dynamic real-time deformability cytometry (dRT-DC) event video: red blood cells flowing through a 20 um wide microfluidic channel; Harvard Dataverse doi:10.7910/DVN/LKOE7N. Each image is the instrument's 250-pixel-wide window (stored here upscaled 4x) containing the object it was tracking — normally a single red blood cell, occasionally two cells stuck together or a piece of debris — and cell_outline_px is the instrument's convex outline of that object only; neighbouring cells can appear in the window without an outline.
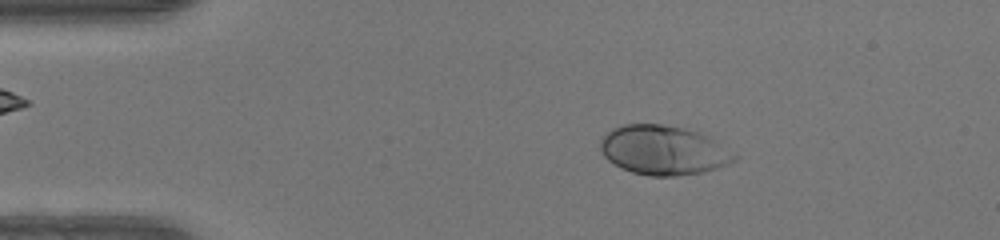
{"species": "human", "species_latin": "Homo sapiens", "temperature_condition": "warm", "stored_images_in_passage": 48, "camera_frame_rate_fps": 3000, "um_per_image_px": 0.085, "donor": {"sex": "female"}, "frame": {"image": 1, "passage_image": 8, "time_ms": 2.333, "image_size_px": [1000, 240], "cell_outline_px": [[740, 156], [736, 160], [728, 164], [704, 172], [676, 176], [648, 176], [632, 172], [620, 168], [608, 160], [604, 156], [600, 148], [600, 140], [612, 128], [624, 124], [660, 124], [684, 128], [708, 136], [736, 152]], "centroid_in_image_um": [56.42, 12.78], "position_along_channel_um": 28.6, "area_um2": 38.78}}
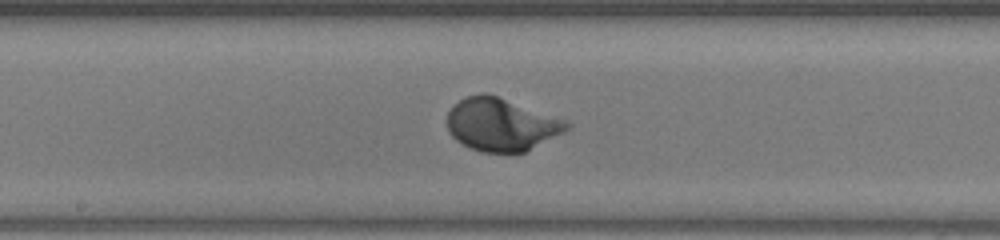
{"frame": {"image": 2, "passage_image": 25, "time_ms": 8.0, "image_size_px": [1000, 240], "cell_outline_px": [[572, 128], [524, 152], [480, 152], [468, 148], [456, 140], [448, 132], [448, 112], [452, 104], [464, 96], [480, 92], [484, 92], [568, 120], [572, 124]], "centroid_in_image_um": [42.59, 10.57], "position_along_channel_um": 205.6, "area_um2": 37.05}}
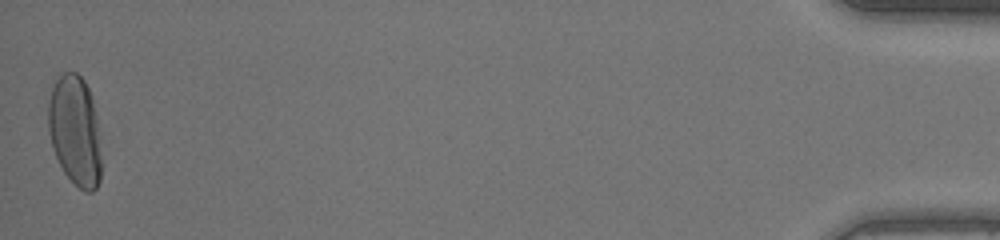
{"frame": {"image": 3, "passage_image": 48, "time_ms": 15.667, "image_size_px": [1000, 240], "cell_outline_px": [[100, 180], [96, 188], [92, 192], [84, 192], [64, 172], [52, 148], [48, 132], [48, 100], [52, 88], [60, 72], [76, 72], [84, 80], [92, 96], [100, 136]], "centroid_in_image_um": [6.37, 11.09], "position_along_channel_um": 428.8, "area_um2": 34.28}, "authors_computed_cell_mechanics": {"area_um2": 36.1828, "velocity_mm_per_s": 4.201, "shape_relaxation_time_tau1_ms": 2.1737, "shape_relaxation_time_tau2_ms": null, "deformation_change_tau1": 0.186, "deformation_change_tau2": null}}